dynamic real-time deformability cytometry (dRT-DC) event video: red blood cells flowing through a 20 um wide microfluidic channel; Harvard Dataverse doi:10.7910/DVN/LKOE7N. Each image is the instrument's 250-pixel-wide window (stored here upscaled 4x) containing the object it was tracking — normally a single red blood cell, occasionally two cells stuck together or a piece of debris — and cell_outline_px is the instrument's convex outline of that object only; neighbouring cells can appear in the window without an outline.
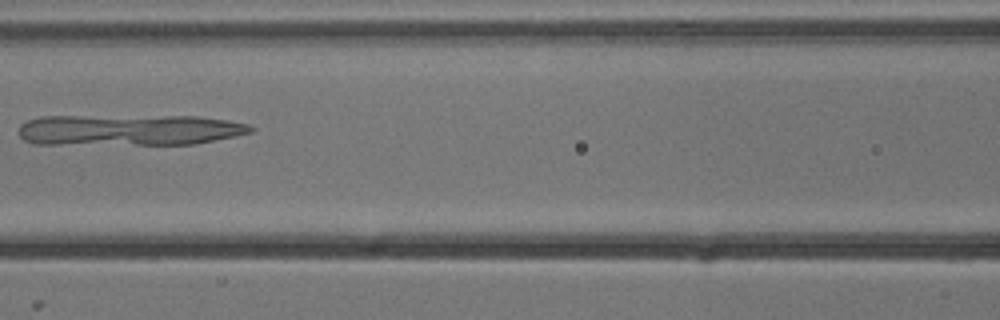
{"species": "common noctule bat (a hibernating species)", "species_latin": "Nyctalus noctula", "temperature_condition": "cold", "stored_images_in_passage": 8, "camera_frame_rate_fps": 3000, "um_per_image_px": 0.085, "animal": {"sex": "male", "body_mass_g": 13.3}, "frame": {"image": 1, "passage_image": 7, "time_ms": 2.0, "image_size_px": [1000, 320], "cell_outline_px": [[256, 128], [252, 132], [236, 136], [196, 144], [36, 144], [24, 140], [20, 136], [20, 124], [28, 120], [40, 116], [196, 116], [228, 120], [248, 124]], "centroid_in_image_um": [11.0, 11.04], "position_along_channel_um": 155.6, "area_um2": 42.25}}
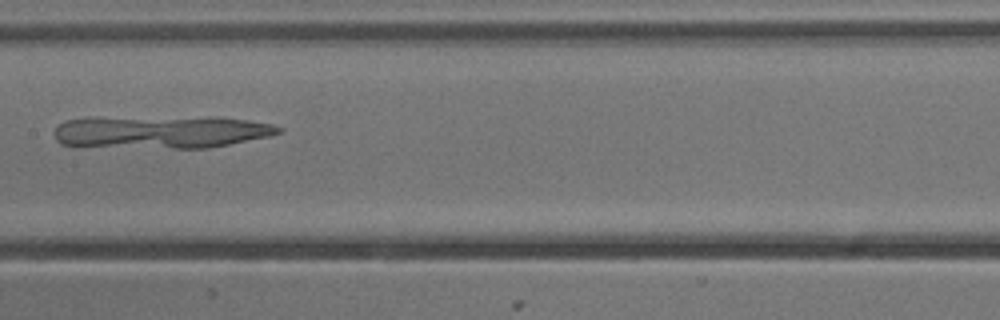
{"frame": {"image": 2, "passage_image": 8, "time_ms": 2.333, "image_size_px": [1000, 320], "cell_outline_px": [[284, 128], [280, 132], [268, 136], [208, 148], [176, 148], [60, 144], [56, 140], [52, 132], [64, 120], [88, 116], [248, 120], [272, 124]], "centroid_in_image_um": [13.57, 11.21], "position_along_channel_um": 193.8, "area_um2": 41.67}}